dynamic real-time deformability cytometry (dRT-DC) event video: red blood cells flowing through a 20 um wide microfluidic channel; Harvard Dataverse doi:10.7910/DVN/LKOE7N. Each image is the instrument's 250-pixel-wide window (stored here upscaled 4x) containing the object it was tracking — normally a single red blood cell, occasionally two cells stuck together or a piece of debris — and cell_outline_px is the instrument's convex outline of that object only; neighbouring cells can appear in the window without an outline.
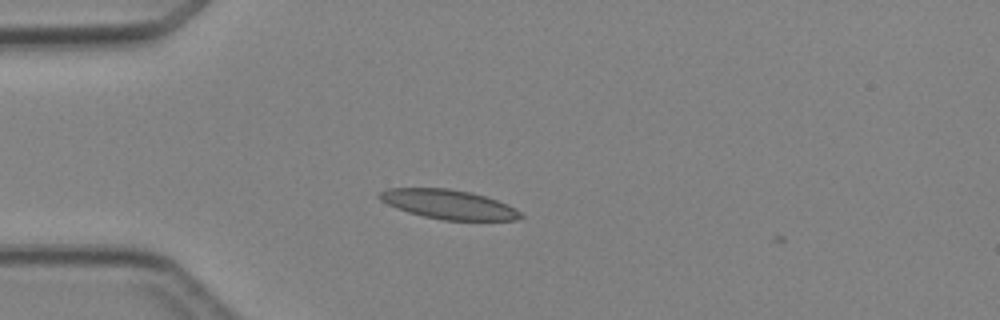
{"species": "Egyptian fruit bat (a non-hibernating species)", "species_latin": "Rousettus aegyptiacus", "temperature_condition": "cold", "stored_images_in_passage": 1, "camera_frame_rate_fps": 3000, "um_per_image_px": 0.085, "animal": {"sex": "female"}, "frame": {"image": 1, "passage_image": 1, "time_ms": 0.0, "image_size_px": [1000, 320], "cell_outline_px": [[524, 216], [516, 220], [444, 220], [424, 216], [408, 212], [396, 208], [380, 200], [376, 196], [380, 192], [388, 188], [448, 188], [472, 192], [508, 204], [516, 208]], "centroid_in_image_um": [38.13, 17.36], "position_along_channel_um": 46.9, "area_um2": 24.1}}